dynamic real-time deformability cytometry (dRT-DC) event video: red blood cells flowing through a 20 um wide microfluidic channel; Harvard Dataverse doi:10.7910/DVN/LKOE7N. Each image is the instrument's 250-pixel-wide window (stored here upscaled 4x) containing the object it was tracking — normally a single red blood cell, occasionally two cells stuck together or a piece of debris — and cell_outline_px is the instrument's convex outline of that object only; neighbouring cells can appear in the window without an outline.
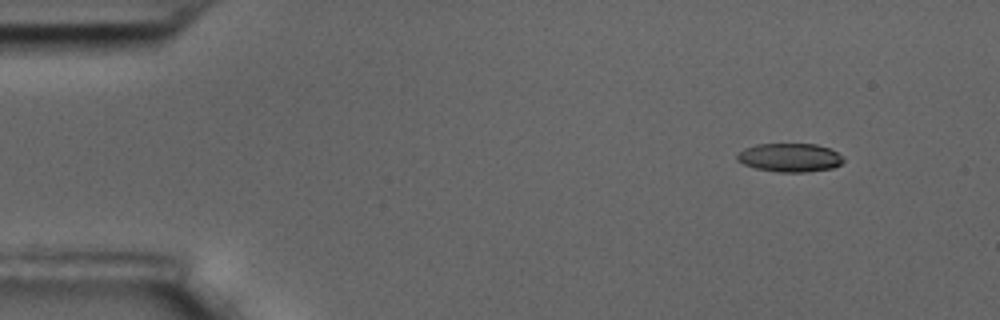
{"species": "common noctule bat (a hibernating species)", "species_latin": "Nyctalus noctula", "temperature_condition": "room temperature", "stored_images_in_passage": 13, "camera_frame_rate_fps": 3000, "um_per_image_px": 0.085, "animal": {"sex": "male", "body_mass_g": 17.5, "forearm_length_mm": 52.3}, "frame": {"image": 1, "passage_image": 1, "time_ms": 0.0, "image_size_px": [1000, 320], "cell_outline_px": [[844, 160], [840, 164], [832, 168], [804, 172], [776, 172], [756, 168], [744, 164], [736, 160], [736, 152], [744, 148], [756, 144], [816, 144], [828, 148], [836, 152]], "centroid_in_image_um": [67.07, 13.39], "position_along_channel_um": 17.9, "area_um2": 17.69}}
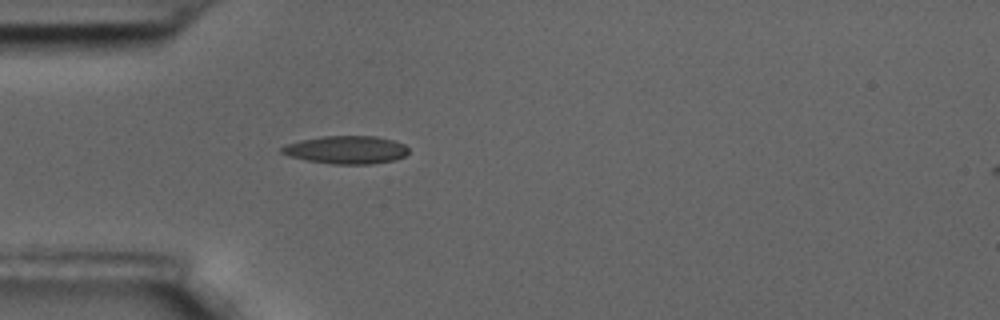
{"frame": {"image": 2, "passage_image": 12, "time_ms": 3.667, "image_size_px": [1000, 320], "cell_outline_px": [[408, 152], [404, 156], [396, 160], [372, 164], [332, 164], [308, 160], [288, 156], [280, 152], [280, 148], [284, 144], [300, 140], [324, 136], [376, 136], [392, 140], [404, 144], [408, 148]], "centroid_in_image_um": [29.42, 12.73], "position_along_channel_um": 55.6, "area_um2": 20.75}}